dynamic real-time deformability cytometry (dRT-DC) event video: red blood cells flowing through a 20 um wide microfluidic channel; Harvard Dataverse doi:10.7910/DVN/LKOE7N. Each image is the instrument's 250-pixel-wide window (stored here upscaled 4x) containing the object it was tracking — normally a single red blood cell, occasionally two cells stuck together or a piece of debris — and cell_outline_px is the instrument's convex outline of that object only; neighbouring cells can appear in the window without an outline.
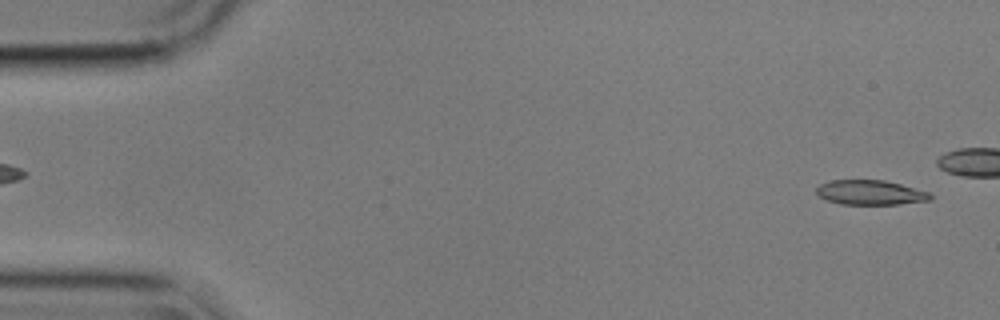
{"species": "common noctule bat (a hibernating species)", "species_latin": "Nyctalus noctula", "temperature_condition": "cold", "stored_images_in_passage": 44, "segment_of_instrument_passage": [1, 2], "camera_frame_rate_fps": 3000, "um_per_image_px": 0.085, "animal": {"sex": "male", "body_mass_g": 17.9}, "frame": {"image": 1, "passage_image": 2, "time_ms": 0.333, "image_size_px": [1000, 320], "cell_outline_px": [[932, 200], [900, 204], [840, 204], [828, 200], [820, 196], [816, 192], [816, 188], [820, 184], [832, 180], [884, 180], [900, 184], [928, 192], [932, 196]], "centroid_in_image_um": [73.98, 16.36], "position_along_channel_um": 11.0, "area_um2": 16.24}}
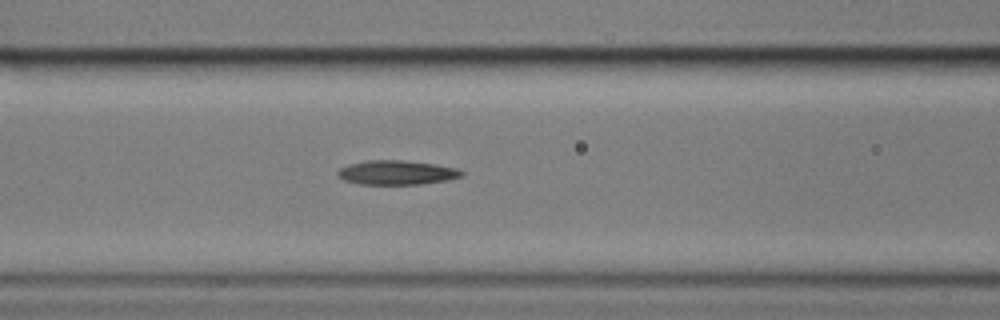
{"frame": {"image": 2, "passage_image": 22, "time_ms": 7.0, "image_size_px": [1000, 320], "cell_outline_px": [[464, 176], [448, 180], [420, 184], [360, 184], [344, 180], [336, 176], [336, 172], [340, 168], [348, 164], [364, 160], [404, 160], [436, 164], [456, 168], [464, 172]], "centroid_in_image_um": [33.71, 14.66], "position_along_channel_um": 132.9, "area_um2": 17.74}}
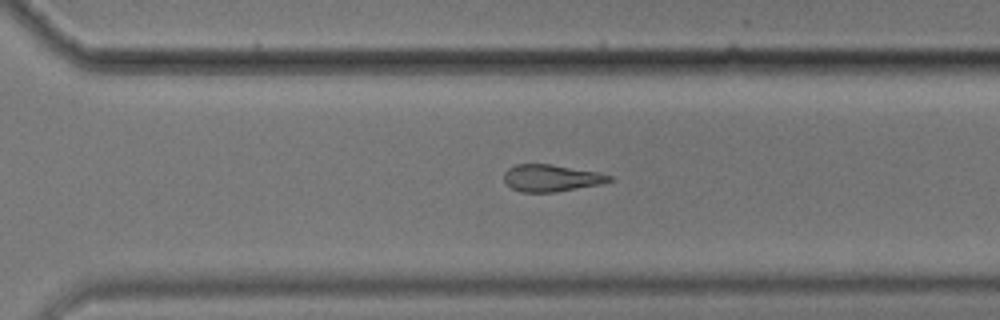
{"frame": {"image": 3, "passage_image": 38, "time_ms": 12.333, "image_size_px": [1000, 320], "cell_outline_px": [[616, 180], [600, 184], [556, 192], [520, 192], [512, 188], [504, 180], [504, 172], [508, 168], [516, 164], [552, 164], [600, 172], [612, 176]], "centroid_in_image_um": [46.89, 15.12], "position_along_channel_um": 323.7, "area_um2": 16.7}}